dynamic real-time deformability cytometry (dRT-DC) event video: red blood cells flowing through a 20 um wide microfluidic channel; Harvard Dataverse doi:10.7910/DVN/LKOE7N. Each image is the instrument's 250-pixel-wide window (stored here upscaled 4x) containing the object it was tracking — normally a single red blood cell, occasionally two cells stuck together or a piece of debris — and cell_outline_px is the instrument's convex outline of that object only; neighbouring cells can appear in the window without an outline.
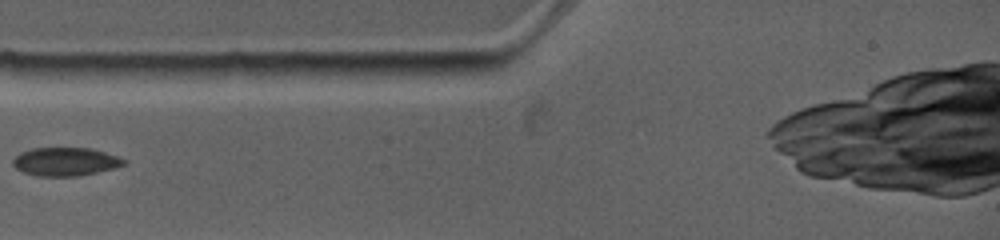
{"species": "common noctule bat (a hibernating species)", "species_latin": "Nyctalus noctula", "temperature_condition": "warm", "stored_images_in_passage": 3, "camera_frame_rate_fps": 4500, "um_per_image_px": 0.085, "animal": {"sex": "female", "body_mass_g": 19.0, "forearm_length_mm": 53.3}, "frame": {"image": 1, "passage_image": 1, "time_ms": 0.0, "image_size_px": [1000, 240], "cell_outline_px": [[128, 160], [124, 164], [116, 168], [80, 176], [36, 176], [24, 172], [16, 168], [12, 164], [12, 160], [20, 152], [32, 148], [88, 148], [104, 152]], "centroid_in_image_um": [5.55, 13.75], "position_along_channel_um": 79.4, "area_um2": 18.38}}
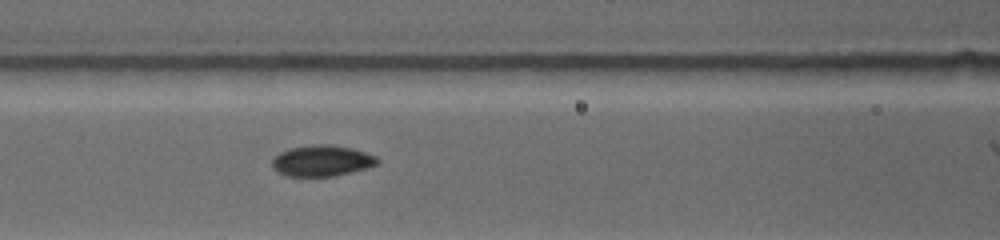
{"frame": {"image": 2, "passage_image": 3, "time_ms": 1.556, "image_size_px": [1000, 240], "cell_outline_px": [[380, 164], [368, 168], [336, 176], [288, 176], [272, 168], [272, 156], [288, 148], [312, 144], [328, 144], [352, 148], [376, 156], [380, 160]], "centroid_in_image_um": [27.37, 13.66], "position_along_channel_um": 139.2, "area_um2": 19.31}}